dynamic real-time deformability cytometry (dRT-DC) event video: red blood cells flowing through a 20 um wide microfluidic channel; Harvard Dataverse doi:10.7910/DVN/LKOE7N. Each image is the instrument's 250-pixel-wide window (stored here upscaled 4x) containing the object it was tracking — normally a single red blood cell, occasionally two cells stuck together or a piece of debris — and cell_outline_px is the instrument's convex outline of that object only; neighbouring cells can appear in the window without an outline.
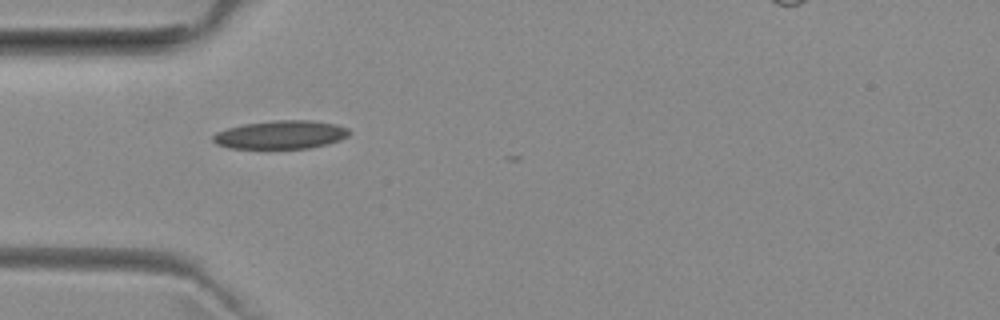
{"species": "common noctule bat (a hibernating species)", "species_latin": "Nyctalus noctula", "temperature_condition": "room temperature", "stored_images_in_passage": 20, "camera_frame_rate_fps": 3000, "um_per_image_px": 0.085, "animal": {"sex": "female", "body_mass_g": 29.2, "forearm_length_mm": 56.3}, "frame": {"image": 1, "passage_image": 1, "time_ms": 0.0, "image_size_px": [1000, 320], "cell_outline_px": [[352, 132], [348, 136], [340, 140], [308, 148], [228, 148], [216, 144], [212, 140], [212, 136], [216, 132], [228, 128], [244, 124], [276, 120], [312, 120], [336, 124], [348, 128]], "centroid_in_image_um": [23.87, 11.44], "position_along_channel_um": 61.1, "area_um2": 22.48}}
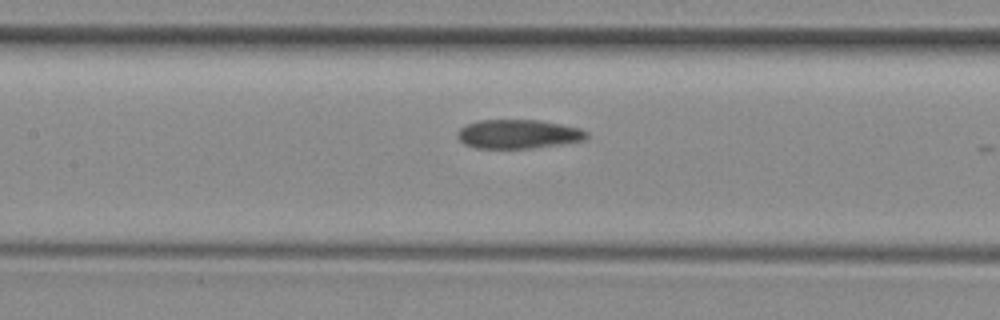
{"frame": {"image": 2, "passage_image": 9, "time_ms": 2.667, "image_size_px": [1000, 320], "cell_outline_px": [[588, 136], [584, 140], [560, 144], [532, 148], [476, 148], [464, 144], [460, 140], [456, 132], [460, 128], [468, 124], [480, 120], [540, 120], [580, 128], [588, 132]], "centroid_in_image_um": [44.05, 11.39], "position_along_channel_um": 163.3, "area_um2": 21.73}}
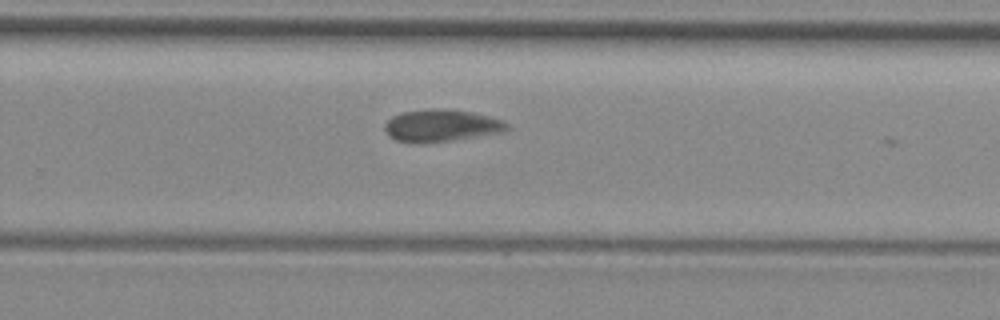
{"frame": {"image": 3, "passage_image": 19, "time_ms": 6.0, "image_size_px": [1000, 320], "cell_outline_px": [[508, 128], [500, 132], [452, 140], [396, 140], [388, 136], [384, 128], [384, 124], [392, 116], [400, 112], [432, 108], [444, 108], [472, 112], [504, 120], [508, 124]], "centroid_in_image_um": [37.51, 10.62], "position_along_channel_um": 292.3, "area_um2": 22.2}}